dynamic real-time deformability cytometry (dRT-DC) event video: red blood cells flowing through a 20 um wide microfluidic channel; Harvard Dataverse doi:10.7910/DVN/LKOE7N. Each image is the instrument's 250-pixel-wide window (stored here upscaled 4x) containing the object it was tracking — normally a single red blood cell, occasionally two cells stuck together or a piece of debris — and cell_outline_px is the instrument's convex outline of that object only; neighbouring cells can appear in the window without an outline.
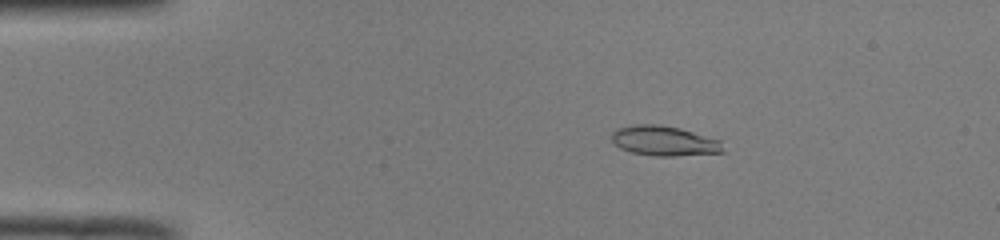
{"species": "common noctule bat (a hibernating species)", "species_latin": "Nyctalus noctula", "temperature_condition": "room temperature", "stored_images_in_passage": 51, "camera_frame_rate_fps": 3000, "um_per_image_px": 0.085, "animal": {"sex": "male", "body_mass_g": 19.0, "forearm_length_mm": 50.8}, "frame": {"image": 1, "passage_image": 9, "time_ms": 2.667, "image_size_px": [1000, 240], "cell_outline_px": [[724, 152], [676, 156], [656, 156], [632, 152], [620, 148], [612, 140], [612, 132], [616, 128], [632, 124], [660, 124], [680, 128], [720, 140]], "centroid_in_image_um": [56.43, 11.96], "position_along_channel_um": 28.6, "area_um2": 19.42}}
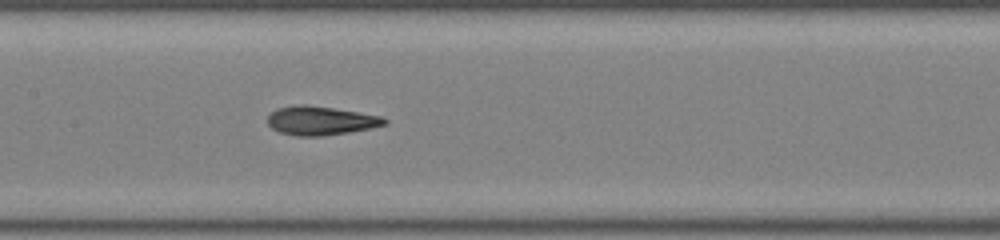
{"frame": {"image": 2, "passage_image": 25, "time_ms": 8.0, "image_size_px": [1000, 240], "cell_outline_px": [[388, 124], [348, 132], [324, 136], [296, 136], [280, 132], [272, 128], [268, 124], [268, 116], [276, 108], [296, 104], [304, 104], [332, 108], [384, 116], [388, 120]], "centroid_in_image_um": [27.25, 10.25], "position_along_channel_um": 180.1, "area_um2": 19.65}}
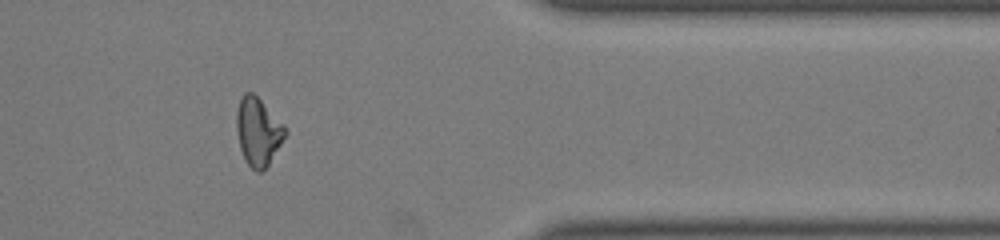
{"frame": {"image": 3, "passage_image": 42, "time_ms": 13.667, "image_size_px": [1000, 240], "cell_outline_px": [[288, 132], [268, 164], [260, 172], [256, 172], [248, 164], [240, 148], [236, 128], [236, 112], [240, 100], [244, 92], [252, 92], [284, 124]], "centroid_in_image_um": [21.93, 11.17], "position_along_channel_um": 389.5, "area_um2": 18.96}, "authors_computed_cell_mechanics": {"area_um2": 19.1896, "velocity_mm_per_s": 4.0055, "shape_relaxation_time_tau1_ms": null, "shape_relaxation_time_tau2_ms": 2.2732, "deformation_change_tau1": null, "deformation_change_tau2": 0.097}}